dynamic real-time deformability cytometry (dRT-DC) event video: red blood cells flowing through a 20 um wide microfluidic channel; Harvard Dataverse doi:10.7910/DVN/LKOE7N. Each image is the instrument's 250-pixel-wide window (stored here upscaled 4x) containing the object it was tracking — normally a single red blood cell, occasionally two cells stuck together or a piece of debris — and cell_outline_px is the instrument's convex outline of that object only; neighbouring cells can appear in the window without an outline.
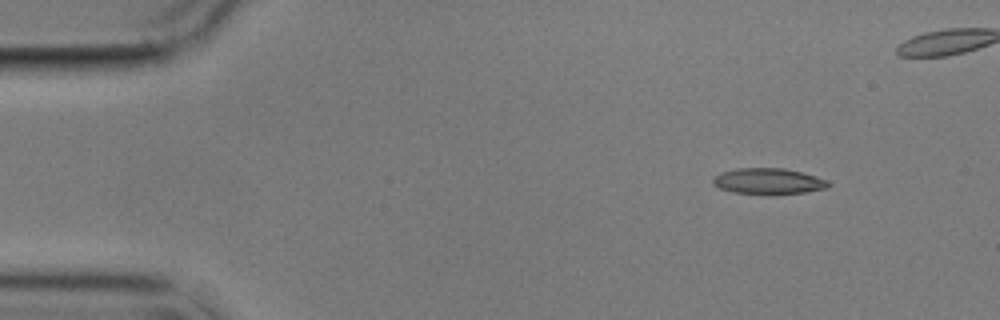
{"species": "common noctule bat (a hibernating species)", "species_latin": "Nyctalus noctula", "temperature_condition": "cold", "stored_images_in_passage": 6, "camera_frame_rate_fps": 3000, "um_per_image_px": 0.085, "animal": {"sex": "male", "body_mass_g": 17.9}, "frame": {"image": 1, "passage_image": 2, "time_ms": 1.333, "image_size_px": [1000, 320], "cell_outline_px": [[832, 184], [828, 188], [804, 192], [772, 196], [732, 192], [720, 188], [712, 184], [712, 180], [720, 172], [736, 168], [784, 168], [816, 176], [828, 180]], "centroid_in_image_um": [65.32, 15.43], "position_along_channel_um": 19.7, "area_um2": 17.92}}